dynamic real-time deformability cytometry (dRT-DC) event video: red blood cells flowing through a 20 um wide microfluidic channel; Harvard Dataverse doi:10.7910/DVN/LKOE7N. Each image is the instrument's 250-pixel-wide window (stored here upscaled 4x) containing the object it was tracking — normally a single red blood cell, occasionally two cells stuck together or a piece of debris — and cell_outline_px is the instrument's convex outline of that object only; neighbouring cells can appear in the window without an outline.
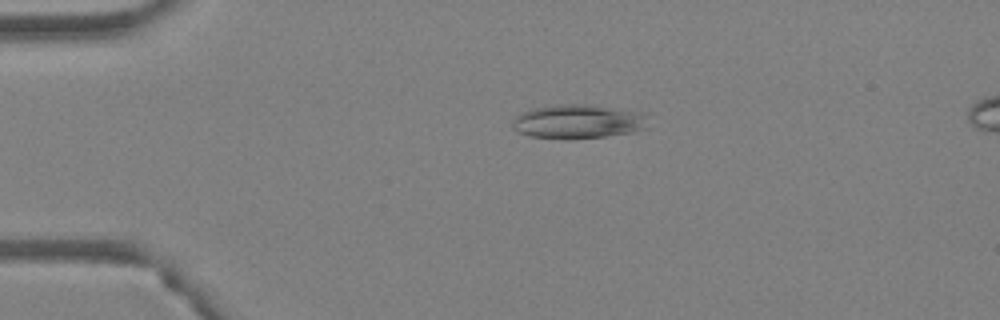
{"species": "Egyptian fruit bat (a non-hibernating species)", "species_latin": "Rousettus aegyptiacus", "temperature_condition": "warm", "stored_images_in_passage": 51, "camera_frame_rate_fps": 3000, "um_per_image_px": 0.085, "animal": {"sex": "female"}, "frame": {"image": 1, "passage_image": 12, "time_ms": 3.667, "image_size_px": [1000, 320], "cell_outline_px": [[648, 128], [632, 132], [604, 136], [528, 136], [516, 132], [512, 128], [512, 120], [520, 112], [532, 108], [556, 104], [592, 104], [640, 112]], "centroid_in_image_um": [49.07, 10.28], "position_along_channel_um": 35.9, "area_um2": 26.13}}
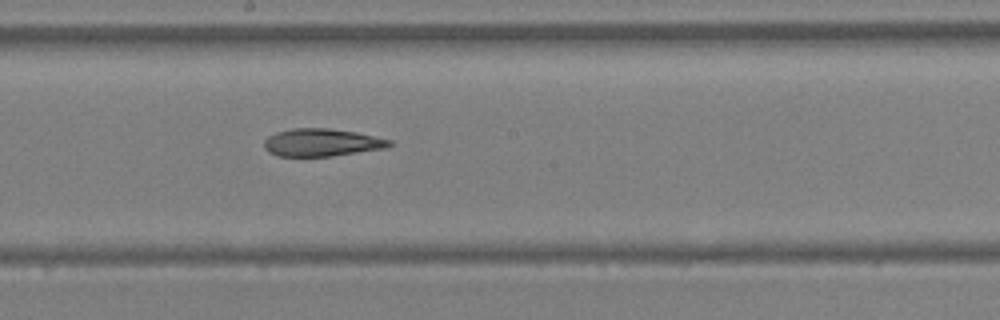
{"frame": {"image": 2, "passage_image": 29, "time_ms": 9.333, "image_size_px": [1000, 320], "cell_outline_px": [[392, 144], [388, 148], [332, 156], [276, 156], [268, 152], [264, 148], [264, 140], [268, 136], [276, 132], [292, 128], [328, 128], [356, 132], [392, 140]], "centroid_in_image_um": [27.34, 12.11], "position_along_channel_um": 220.9, "area_um2": 20.35}}
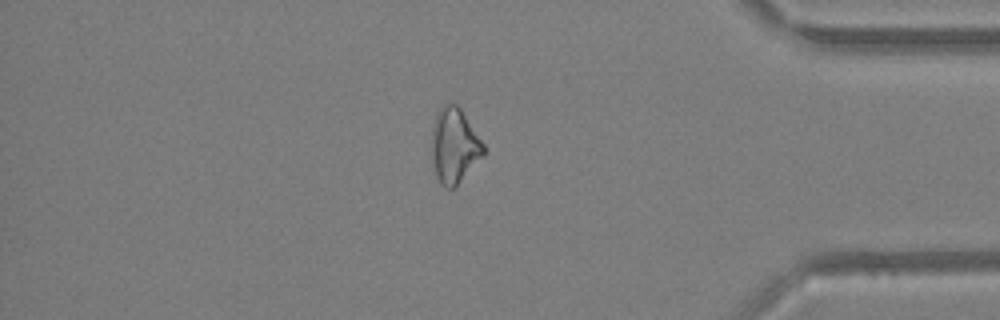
{"frame": {"image": 3, "passage_image": 44, "time_ms": 14.333, "image_size_px": [1000, 320], "cell_outline_px": [[484, 156], [452, 188], [444, 188], [440, 184], [436, 176], [432, 160], [432, 128], [436, 116], [440, 108], [444, 104], [456, 104], [460, 108], [484, 144]], "centroid_in_image_um": [38.61, 12.39], "position_along_channel_um": 396.6, "area_um2": 22.31}, "authors_computed_cell_mechanics": {"area_um2": 23.0044, "velocity_mm_per_s": 4.0714, "shape_relaxation_time_tau1_ms": 7.3267, "shape_relaxation_time_tau2_ms": 11.3296, "deformation_change_tau1": 0.1909, "deformation_change_tau2": 0.2642}}